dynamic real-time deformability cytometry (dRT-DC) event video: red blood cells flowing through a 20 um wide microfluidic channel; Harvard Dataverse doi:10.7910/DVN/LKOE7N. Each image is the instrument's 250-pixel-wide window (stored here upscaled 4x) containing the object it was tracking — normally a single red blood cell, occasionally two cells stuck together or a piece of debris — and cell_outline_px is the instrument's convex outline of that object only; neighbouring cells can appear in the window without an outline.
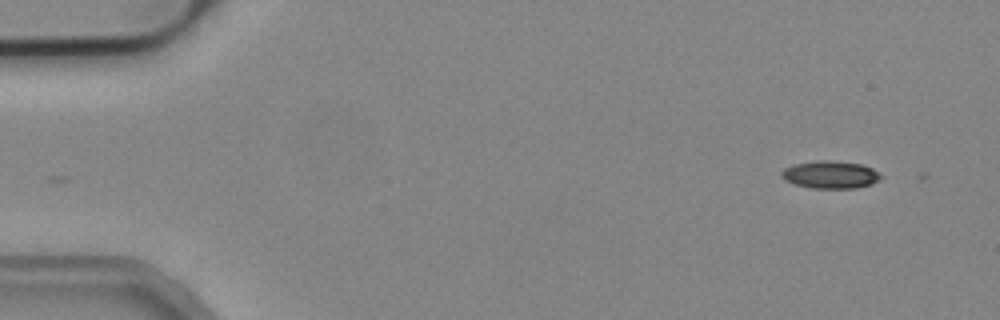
{"species": "common noctule bat (a hibernating species)", "species_latin": "Nyctalus noctula", "temperature_condition": "cold", "stored_images_in_passage": 2, "camera_frame_rate_fps": 3000, "um_per_image_px": 0.085, "animal": {"sex": "male", "body_mass_g": 19.2, "forearm_length_mm": 51.8}, "frame": {"image": 1, "passage_image": 2, "time_ms": 0.333, "image_size_px": [1000, 320], "cell_outline_px": [[884, 176], [880, 180], [872, 184], [856, 188], [812, 188], [796, 184], [784, 180], [780, 176], [780, 172], [784, 168], [796, 164], [816, 160], [828, 160], [860, 164], [872, 168]], "centroid_in_image_um": [70.59, 14.85], "position_along_channel_um": 14.4, "area_um2": 16.01}}